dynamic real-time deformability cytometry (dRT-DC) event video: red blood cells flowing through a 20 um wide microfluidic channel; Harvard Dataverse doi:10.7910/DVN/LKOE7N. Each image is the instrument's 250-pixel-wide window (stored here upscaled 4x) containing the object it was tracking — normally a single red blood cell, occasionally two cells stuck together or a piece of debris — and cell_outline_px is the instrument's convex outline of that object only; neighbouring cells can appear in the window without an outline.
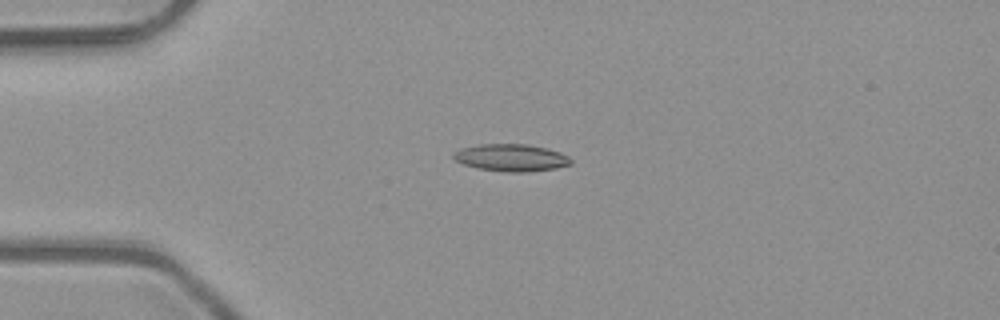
{"species": "common noctule bat (a hibernating species)", "species_latin": "Nyctalus noctula", "temperature_condition": "room temperature", "stored_images_in_passage": 6, "camera_frame_rate_fps": 3000, "um_per_image_px": 0.085, "animal": {"sex": "male", "body_mass_g": 23.1, "forearm_length_mm": 52.7}, "frame": {"image": 1, "passage_image": 3, "time_ms": 0.667, "image_size_px": [1000, 320], "cell_outline_px": [[572, 164], [556, 168], [524, 172], [508, 172], [480, 168], [464, 164], [456, 160], [452, 156], [452, 152], [460, 148], [480, 144], [528, 144], [548, 148], [560, 152], [568, 156], [572, 160]], "centroid_in_image_um": [43.46, 13.39], "position_along_channel_um": 41.5, "area_um2": 18.61}}
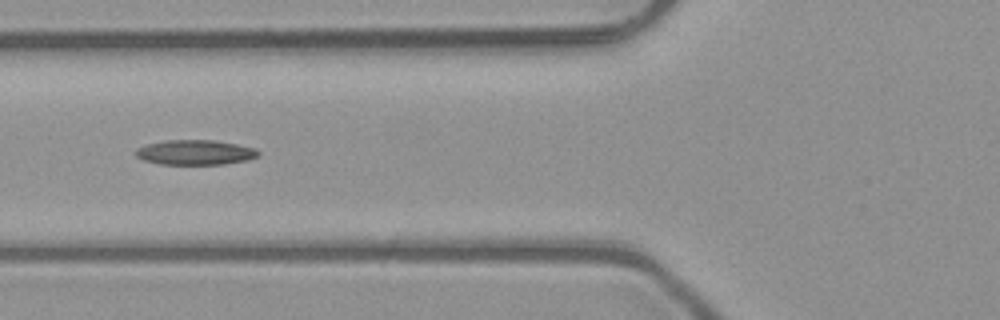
{"frame": {"image": 2, "passage_image": 5, "time_ms": 1.333, "image_size_px": [1000, 320], "cell_outline_px": [[260, 156], [248, 160], [224, 164], [160, 164], [144, 160], [136, 156], [132, 152], [136, 148], [148, 144], [164, 140], [216, 140], [256, 148], [260, 152]], "centroid_in_image_um": [16.6, 12.95], "position_along_channel_um": 109.2, "area_um2": 17.98}}
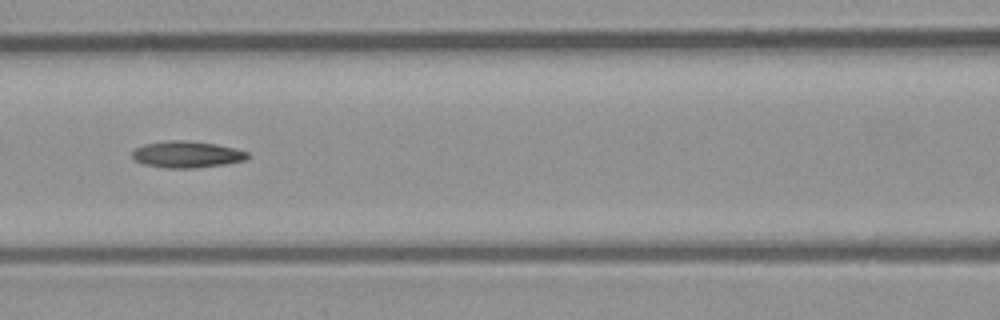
{"frame": {"image": 3, "passage_image": 6, "time_ms": 1.667, "image_size_px": [1000, 320], "cell_outline_px": [[252, 156], [244, 160], [228, 164], [196, 168], [164, 168], [144, 164], [136, 160], [132, 156], [132, 152], [136, 148], [144, 144], [168, 140], [188, 140], [216, 144], [236, 148], [248, 152]], "centroid_in_image_um": [15.93, 13.12], "position_along_channel_um": 150.7, "area_um2": 18.09}}